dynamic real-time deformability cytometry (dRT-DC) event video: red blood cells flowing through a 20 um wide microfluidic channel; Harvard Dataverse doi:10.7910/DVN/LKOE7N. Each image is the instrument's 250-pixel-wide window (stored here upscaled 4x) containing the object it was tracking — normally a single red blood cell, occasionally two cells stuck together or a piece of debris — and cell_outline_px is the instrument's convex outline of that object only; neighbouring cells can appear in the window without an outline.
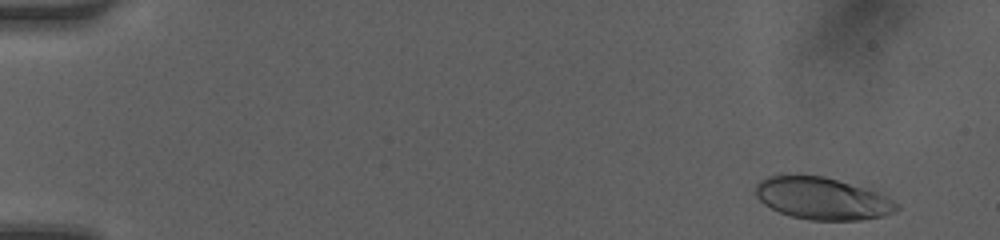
{"species": "human", "species_latin": "Homo sapiens", "temperature_condition": "room temperature", "stored_images_in_passage": 49, "camera_frame_rate_fps": 3000, "um_per_image_px": 0.085, "donor": {"sex": "female"}, "frame": {"image": 1, "passage_image": 3, "time_ms": 0.667, "image_size_px": [1000, 240], "cell_outline_px": [[900, 208], [884, 216], [860, 220], [812, 220], [792, 216], [780, 212], [764, 204], [756, 196], [756, 184], [760, 180], [768, 176], [824, 176], [864, 188], [876, 192], [900, 204]], "centroid_in_image_um": [69.9, 16.88], "position_along_channel_um": 15.1, "area_um2": 34.1}}
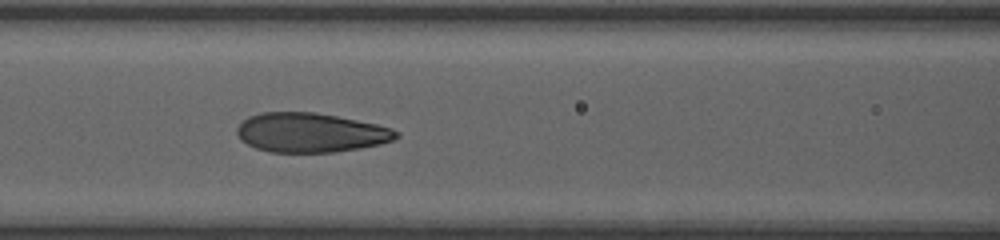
{"frame": {"image": 2, "passage_image": 22, "time_ms": 7.0, "image_size_px": [1000, 240], "cell_outline_px": [[400, 136], [392, 140], [380, 144], [360, 148], [332, 152], [268, 152], [256, 148], [240, 140], [236, 132], [236, 128], [248, 116], [260, 112], [316, 112], [376, 124], [392, 128], [400, 132]], "centroid_in_image_um": [26.38, 11.27], "position_along_channel_um": 140.2, "area_um2": 36.59}}
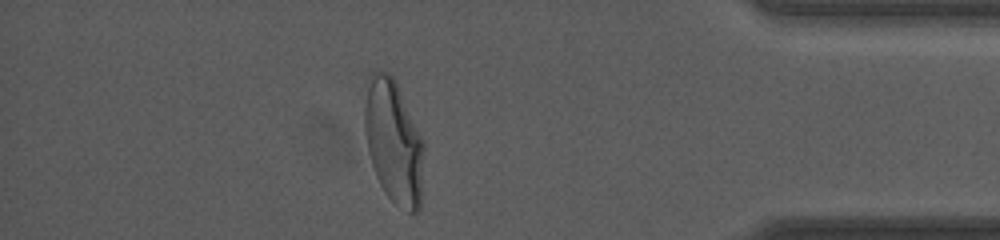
{"frame": {"image": 3, "passage_image": 43, "time_ms": 14.0, "image_size_px": [1000, 240], "cell_outline_px": [[424, 148], [420, 208], [416, 212], [408, 212], [396, 204], [384, 192], [372, 168], [368, 152], [364, 128], [364, 108], [368, 88], [372, 72], [376, 68], [388, 72], [396, 80], [424, 140]], "centroid_in_image_um": [33.47, 12.04], "position_along_channel_um": 401.7, "area_um2": 43.06}, "authors_computed_cell_mechanics": {"area_um2": 36.5874, "velocity_mm_per_s": 4.188, "shape_relaxation_time_tau1_ms": 4.8155, "shape_relaxation_time_tau2_ms": 0.7298, "deformation_change_tau1": 0.2192, "deformation_change_tau2": 0.0595}}